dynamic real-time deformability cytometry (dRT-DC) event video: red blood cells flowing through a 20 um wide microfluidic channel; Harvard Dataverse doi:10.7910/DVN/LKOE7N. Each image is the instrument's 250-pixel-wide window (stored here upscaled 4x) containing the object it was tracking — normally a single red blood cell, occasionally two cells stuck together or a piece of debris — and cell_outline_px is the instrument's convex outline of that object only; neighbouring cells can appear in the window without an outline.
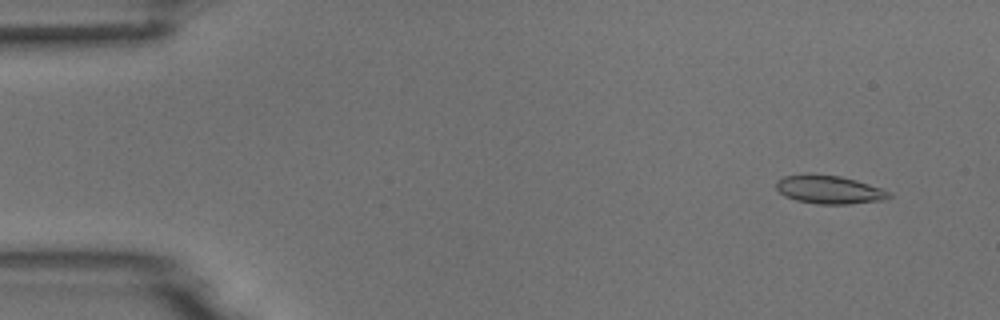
{"species": "common noctule bat (a hibernating species)", "species_latin": "Nyctalus noctula", "temperature_condition": "room temperature", "stored_images_in_passage": 4, "camera_frame_rate_fps": 3000, "um_per_image_px": 0.085, "animal": {"sex": "male", "body_mass_g": 18.8}, "frame": {"image": 1, "passage_image": 1, "time_ms": 0.0, "image_size_px": [1000, 320], "cell_outline_px": [[892, 196], [884, 200], [848, 204], [816, 204], [796, 200], [784, 196], [776, 188], [776, 180], [784, 176], [840, 176], [856, 180], [892, 192]], "centroid_in_image_um": [70.52, 16.16], "position_along_channel_um": 14.5, "area_um2": 18.15}}
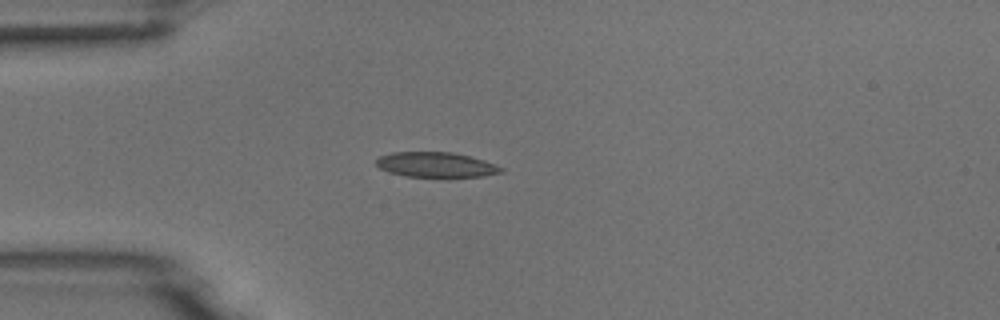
{"frame": {"image": 2, "passage_image": 4, "time_ms": 3.333, "image_size_px": [1000, 320], "cell_outline_px": [[504, 172], [484, 176], [404, 176], [388, 172], [380, 168], [376, 164], [376, 160], [380, 156], [392, 152], [452, 152], [484, 160], [504, 168]], "centroid_in_image_um": [37.05, 13.99], "position_along_channel_um": 47.9, "area_um2": 18.03}}